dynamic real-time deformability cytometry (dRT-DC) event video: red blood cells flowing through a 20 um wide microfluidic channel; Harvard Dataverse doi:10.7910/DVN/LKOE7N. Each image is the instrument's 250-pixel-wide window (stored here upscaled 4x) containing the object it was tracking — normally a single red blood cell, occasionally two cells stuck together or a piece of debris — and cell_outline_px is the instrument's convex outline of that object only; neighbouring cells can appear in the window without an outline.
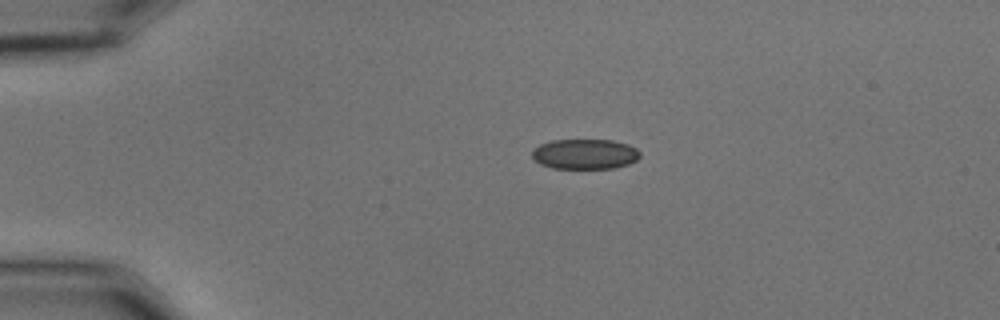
{"species": "common noctule bat (a hibernating species)", "species_latin": "Nyctalus noctula", "temperature_condition": "cold", "stored_images_in_passage": 37, "camera_frame_rate_fps": 3000, "um_per_image_px": 0.085, "animal": {"sex": "male", "body_mass_g": 15.6}, "frame": {"image": 1, "passage_image": 1, "time_ms": 0.0, "image_size_px": [1000, 320], "cell_outline_px": [[640, 156], [636, 160], [628, 164], [612, 168], [552, 168], [540, 164], [532, 156], [532, 148], [540, 144], [552, 140], [612, 140], [628, 144], [636, 148], [640, 152]], "centroid_in_image_um": [49.7, 13.09], "position_along_channel_um": 35.3, "area_um2": 18.96}}
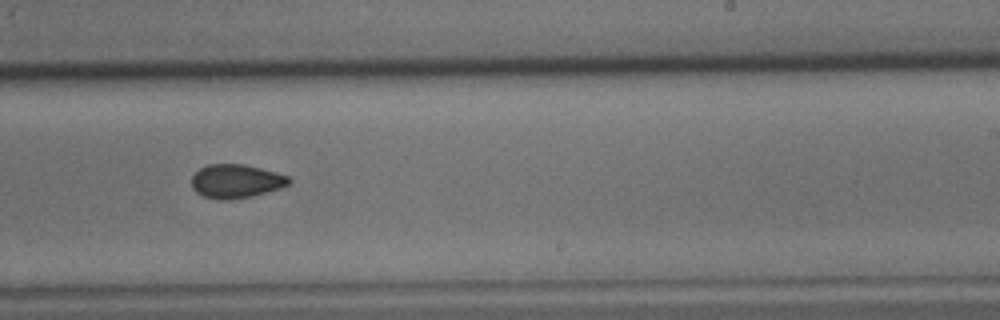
{"frame": {"image": 2, "passage_image": 24, "time_ms": 7.667, "image_size_px": [1000, 320], "cell_outline_px": [[292, 180], [288, 184], [280, 188], [252, 196], [232, 200], [220, 200], [204, 196], [196, 192], [192, 188], [192, 176], [200, 168], [208, 164], [244, 164], [276, 172], [288, 176]], "centroid_in_image_um": [20.05, 15.4], "position_along_channel_um": 268.9, "area_um2": 19.13}}
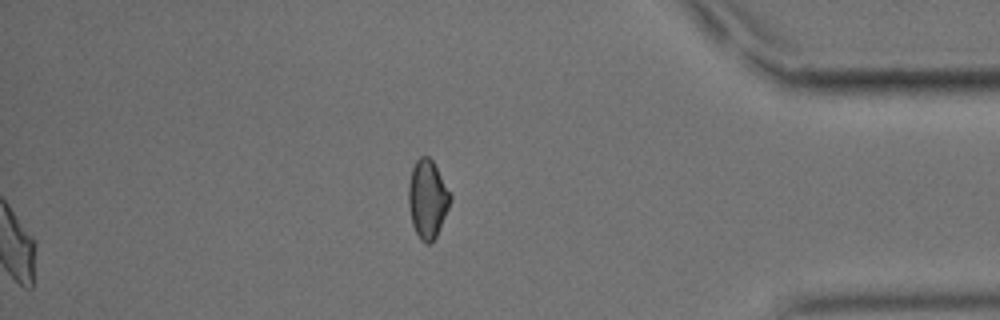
{"frame": {"image": 3, "passage_image": 37, "time_ms": 12.0, "image_size_px": [1000, 320], "cell_outline_px": [[452, 200], [436, 236], [428, 244], [424, 244], [420, 240], [412, 224], [408, 208], [408, 184], [412, 168], [416, 160], [420, 156], [428, 156], [432, 160], [452, 196]], "centroid_in_image_um": [36.32, 16.92], "position_along_channel_um": 398.9, "area_um2": 19.07}, "authors_computed_cell_mechanics": {"area_um2": 19.5364, "velocity_mm_per_s": 3.6356, "shape_relaxation_time_tau1_ms": 9.0182, "shape_relaxation_time_tau2_ms": 5.0184, "deformation_change_tau1": 0.108, "deformation_change_tau2": 0.084}}